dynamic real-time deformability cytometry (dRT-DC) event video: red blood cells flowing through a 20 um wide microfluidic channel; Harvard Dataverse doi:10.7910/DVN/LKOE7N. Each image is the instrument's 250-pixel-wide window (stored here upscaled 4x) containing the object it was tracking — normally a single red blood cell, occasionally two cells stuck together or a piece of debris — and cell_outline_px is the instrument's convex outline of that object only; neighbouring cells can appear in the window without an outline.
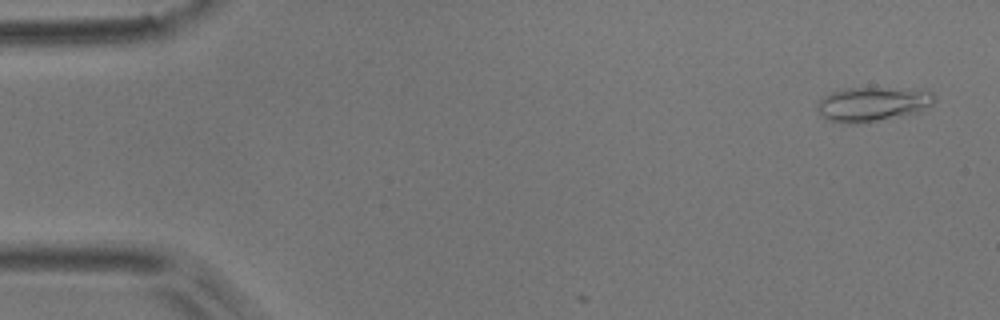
{"species": "common noctule bat (a hibernating species)", "species_latin": "Nyctalus noctula", "temperature_condition": "room temperature", "stored_images_in_passage": 3, "camera_frame_rate_fps": 3000, "um_per_image_px": 0.085, "animal": {"sex": "male", "body_mass_g": 17.9}, "frame": {"image": 1, "passage_image": 1, "time_ms": 0.0, "image_size_px": [1000, 320], "cell_outline_px": [[936, 100], [932, 104], [916, 112], [900, 116], [856, 124], [844, 124], [824, 120], [820, 116], [816, 108], [816, 104], [824, 96], [832, 92], [844, 88], [920, 88], [932, 92], [936, 96]], "centroid_in_image_um": [74.14, 8.84], "position_along_channel_um": 10.9, "area_um2": 23.93}}